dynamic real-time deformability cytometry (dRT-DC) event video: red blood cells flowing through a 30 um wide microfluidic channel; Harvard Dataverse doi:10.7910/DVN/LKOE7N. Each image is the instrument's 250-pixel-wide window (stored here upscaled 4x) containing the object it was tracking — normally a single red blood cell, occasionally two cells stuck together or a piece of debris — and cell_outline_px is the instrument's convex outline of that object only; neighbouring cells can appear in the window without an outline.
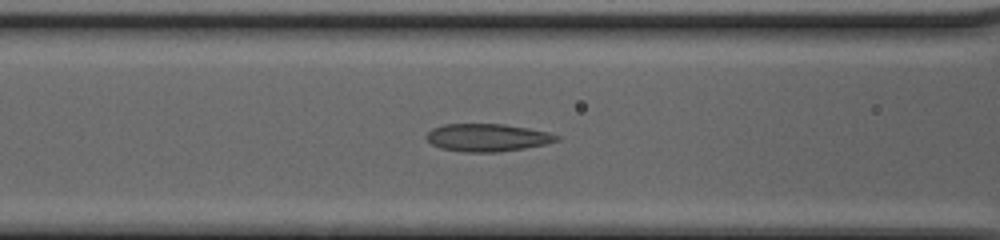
{"species": "common noctule bat (a hibernating species)", "species_latin": "Nyctalus noctula", "temperature_condition": "cold", "stored_images_in_passage": 42, "camera_frame_rate_fps": 3000, "um_per_image_px": 0.085, "animal": {"sex": "female", "body_mass_g": 20.0, "forearm_length_mm": 54.0}, "frame": {"image": 1, "passage_image": 17, "time_ms": 5.333, "image_size_px": [1000, 240], "cell_outline_px": [[560, 140], [544, 144], [524, 148], [500, 152], [464, 152], [440, 148], [432, 144], [424, 136], [432, 128], [444, 124], [504, 124], [528, 128], [548, 132], [560, 136]], "centroid_in_image_um": [41.41, 11.69], "position_along_channel_um": 125.2, "area_um2": 21.04}}
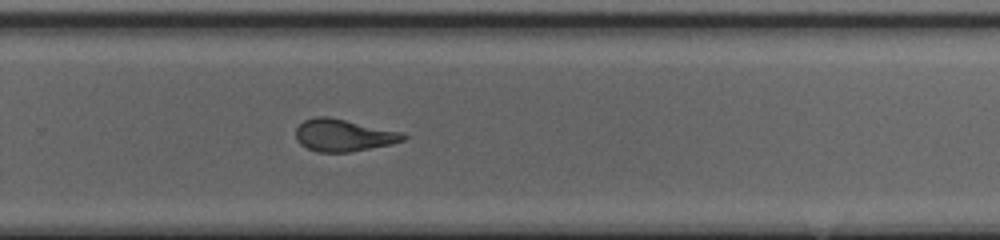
{"frame": {"image": 2, "passage_image": 30, "time_ms": 9.667, "image_size_px": [1000, 240], "cell_outline_px": [[408, 136], [404, 140], [388, 144], [352, 152], [316, 152], [300, 144], [296, 140], [296, 128], [304, 120], [316, 116], [328, 116], [404, 132]], "centroid_in_image_um": [29.19, 11.49], "position_along_channel_um": 300.6, "area_um2": 20.23}}
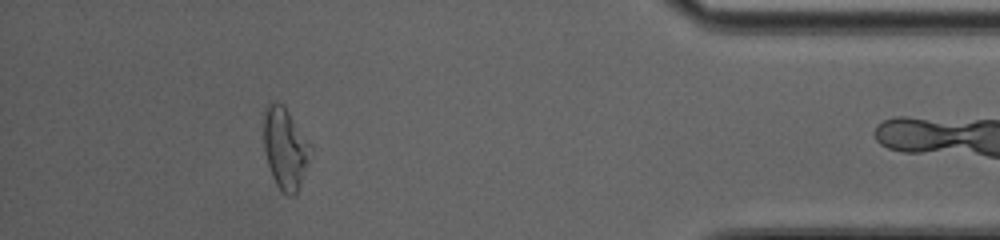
{"frame": {"image": 3, "passage_image": 41, "time_ms": 13.333, "image_size_px": [1000, 240], "cell_outline_px": [[312, 148], [300, 184], [296, 192], [292, 196], [288, 196], [276, 184], [272, 176], [264, 152], [264, 108], [268, 104], [276, 100], [284, 104], [312, 144]], "centroid_in_image_um": [24.23, 12.53], "position_along_channel_um": 411.0, "area_um2": 22.31}}